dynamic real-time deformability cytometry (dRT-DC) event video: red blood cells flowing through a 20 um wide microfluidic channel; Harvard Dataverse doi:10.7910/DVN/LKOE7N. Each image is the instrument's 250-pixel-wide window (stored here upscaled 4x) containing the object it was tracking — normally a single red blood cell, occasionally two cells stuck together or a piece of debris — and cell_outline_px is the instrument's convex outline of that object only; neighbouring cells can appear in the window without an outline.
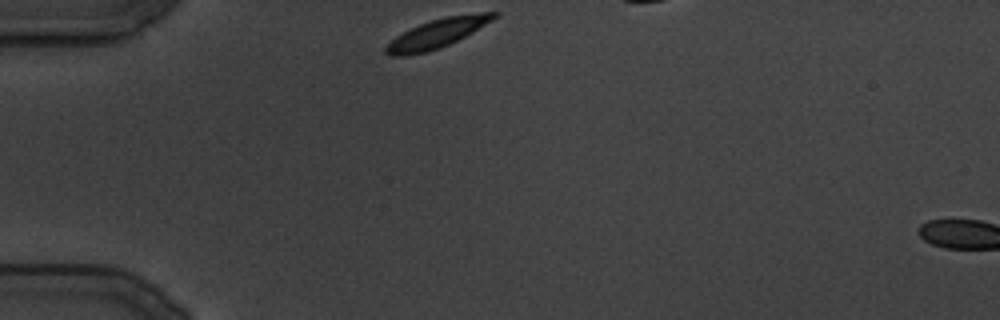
{"species": "common noctule bat (a hibernating species)", "species_latin": "Nyctalus noctula", "temperature_condition": "cold", "stored_images_in_passage": 5, "camera_frame_rate_fps": 3000, "um_per_image_px": 0.085, "animal": {"sex": "male", "body_mass_g": 19.5, "forearm_length_mm": 54.6}, "frame": {"image": 1, "passage_image": 1, "time_ms": 0.0, "image_size_px": [1000, 320], "cell_outline_px": [[500, 12], [492, 20], [472, 32], [440, 48], [424, 52], [404, 56], [388, 56], [384, 52], [384, 48], [396, 36], [420, 24], [444, 16], [480, 12]], "centroid_in_image_um": [37.14, 2.84], "position_along_channel_um": 47.9, "area_um2": 17.86}}